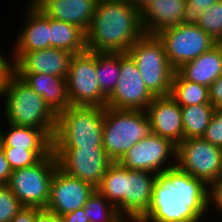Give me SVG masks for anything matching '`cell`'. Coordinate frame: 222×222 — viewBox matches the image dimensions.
<instances>
[{
	"instance_id": "16",
	"label": "cell",
	"mask_w": 222,
	"mask_h": 222,
	"mask_svg": "<svg viewBox=\"0 0 222 222\" xmlns=\"http://www.w3.org/2000/svg\"><path fill=\"white\" fill-rule=\"evenodd\" d=\"M157 174L125 167L124 219L138 221L148 210ZM127 218V219H126Z\"/></svg>"
},
{
	"instance_id": "24",
	"label": "cell",
	"mask_w": 222,
	"mask_h": 222,
	"mask_svg": "<svg viewBox=\"0 0 222 222\" xmlns=\"http://www.w3.org/2000/svg\"><path fill=\"white\" fill-rule=\"evenodd\" d=\"M50 47L80 54L86 49V33L78 26L50 18Z\"/></svg>"
},
{
	"instance_id": "38",
	"label": "cell",
	"mask_w": 222,
	"mask_h": 222,
	"mask_svg": "<svg viewBox=\"0 0 222 222\" xmlns=\"http://www.w3.org/2000/svg\"><path fill=\"white\" fill-rule=\"evenodd\" d=\"M42 211L35 207H23L11 222H35V217Z\"/></svg>"
},
{
	"instance_id": "41",
	"label": "cell",
	"mask_w": 222,
	"mask_h": 222,
	"mask_svg": "<svg viewBox=\"0 0 222 222\" xmlns=\"http://www.w3.org/2000/svg\"><path fill=\"white\" fill-rule=\"evenodd\" d=\"M35 222H63L61 216L42 210L36 217Z\"/></svg>"
},
{
	"instance_id": "35",
	"label": "cell",
	"mask_w": 222,
	"mask_h": 222,
	"mask_svg": "<svg viewBox=\"0 0 222 222\" xmlns=\"http://www.w3.org/2000/svg\"><path fill=\"white\" fill-rule=\"evenodd\" d=\"M0 50V96L6 88L10 77L14 74V60L6 58Z\"/></svg>"
},
{
	"instance_id": "12",
	"label": "cell",
	"mask_w": 222,
	"mask_h": 222,
	"mask_svg": "<svg viewBox=\"0 0 222 222\" xmlns=\"http://www.w3.org/2000/svg\"><path fill=\"white\" fill-rule=\"evenodd\" d=\"M58 167L97 188L113 162L104 148H52Z\"/></svg>"
},
{
	"instance_id": "39",
	"label": "cell",
	"mask_w": 222,
	"mask_h": 222,
	"mask_svg": "<svg viewBox=\"0 0 222 222\" xmlns=\"http://www.w3.org/2000/svg\"><path fill=\"white\" fill-rule=\"evenodd\" d=\"M12 169L5 157L4 149L0 145V185H8Z\"/></svg>"
},
{
	"instance_id": "10",
	"label": "cell",
	"mask_w": 222,
	"mask_h": 222,
	"mask_svg": "<svg viewBox=\"0 0 222 222\" xmlns=\"http://www.w3.org/2000/svg\"><path fill=\"white\" fill-rule=\"evenodd\" d=\"M68 97L73 106H97L105 108L107 98L97 81L96 52L74 54L66 77Z\"/></svg>"
},
{
	"instance_id": "2",
	"label": "cell",
	"mask_w": 222,
	"mask_h": 222,
	"mask_svg": "<svg viewBox=\"0 0 222 222\" xmlns=\"http://www.w3.org/2000/svg\"><path fill=\"white\" fill-rule=\"evenodd\" d=\"M143 35L140 10L126 0H98L86 32V49L91 52L127 53Z\"/></svg>"
},
{
	"instance_id": "37",
	"label": "cell",
	"mask_w": 222,
	"mask_h": 222,
	"mask_svg": "<svg viewBox=\"0 0 222 222\" xmlns=\"http://www.w3.org/2000/svg\"><path fill=\"white\" fill-rule=\"evenodd\" d=\"M210 101L216 110H222V75L209 87Z\"/></svg>"
},
{
	"instance_id": "19",
	"label": "cell",
	"mask_w": 222,
	"mask_h": 222,
	"mask_svg": "<svg viewBox=\"0 0 222 222\" xmlns=\"http://www.w3.org/2000/svg\"><path fill=\"white\" fill-rule=\"evenodd\" d=\"M97 3L98 0H38L35 5L51 19L74 24L86 33Z\"/></svg>"
},
{
	"instance_id": "17",
	"label": "cell",
	"mask_w": 222,
	"mask_h": 222,
	"mask_svg": "<svg viewBox=\"0 0 222 222\" xmlns=\"http://www.w3.org/2000/svg\"><path fill=\"white\" fill-rule=\"evenodd\" d=\"M146 113L151 133L170 140L176 146L183 140L181 106L170 95L155 97Z\"/></svg>"
},
{
	"instance_id": "27",
	"label": "cell",
	"mask_w": 222,
	"mask_h": 222,
	"mask_svg": "<svg viewBox=\"0 0 222 222\" xmlns=\"http://www.w3.org/2000/svg\"><path fill=\"white\" fill-rule=\"evenodd\" d=\"M97 81L108 99L115 91L120 77V53L96 52Z\"/></svg>"
},
{
	"instance_id": "4",
	"label": "cell",
	"mask_w": 222,
	"mask_h": 222,
	"mask_svg": "<svg viewBox=\"0 0 222 222\" xmlns=\"http://www.w3.org/2000/svg\"><path fill=\"white\" fill-rule=\"evenodd\" d=\"M6 123L30 126L37 129H55L57 115L46 104L43 97L13 74L1 94Z\"/></svg>"
},
{
	"instance_id": "23",
	"label": "cell",
	"mask_w": 222,
	"mask_h": 222,
	"mask_svg": "<svg viewBox=\"0 0 222 222\" xmlns=\"http://www.w3.org/2000/svg\"><path fill=\"white\" fill-rule=\"evenodd\" d=\"M184 79L210 87L222 75V44L176 70Z\"/></svg>"
},
{
	"instance_id": "32",
	"label": "cell",
	"mask_w": 222,
	"mask_h": 222,
	"mask_svg": "<svg viewBox=\"0 0 222 222\" xmlns=\"http://www.w3.org/2000/svg\"><path fill=\"white\" fill-rule=\"evenodd\" d=\"M23 208L7 185H0V222H11Z\"/></svg>"
},
{
	"instance_id": "5",
	"label": "cell",
	"mask_w": 222,
	"mask_h": 222,
	"mask_svg": "<svg viewBox=\"0 0 222 222\" xmlns=\"http://www.w3.org/2000/svg\"><path fill=\"white\" fill-rule=\"evenodd\" d=\"M150 133V119L146 111L104 108L103 148L113 162H118Z\"/></svg>"
},
{
	"instance_id": "6",
	"label": "cell",
	"mask_w": 222,
	"mask_h": 222,
	"mask_svg": "<svg viewBox=\"0 0 222 222\" xmlns=\"http://www.w3.org/2000/svg\"><path fill=\"white\" fill-rule=\"evenodd\" d=\"M127 53L135 61L148 90L155 97L169 96L175 70L158 37L144 34L132 44Z\"/></svg>"
},
{
	"instance_id": "34",
	"label": "cell",
	"mask_w": 222,
	"mask_h": 222,
	"mask_svg": "<svg viewBox=\"0 0 222 222\" xmlns=\"http://www.w3.org/2000/svg\"><path fill=\"white\" fill-rule=\"evenodd\" d=\"M202 138L222 149V110L214 111Z\"/></svg>"
},
{
	"instance_id": "20",
	"label": "cell",
	"mask_w": 222,
	"mask_h": 222,
	"mask_svg": "<svg viewBox=\"0 0 222 222\" xmlns=\"http://www.w3.org/2000/svg\"><path fill=\"white\" fill-rule=\"evenodd\" d=\"M187 0H150L141 10L144 34L156 35L160 31L181 24Z\"/></svg>"
},
{
	"instance_id": "26",
	"label": "cell",
	"mask_w": 222,
	"mask_h": 222,
	"mask_svg": "<svg viewBox=\"0 0 222 222\" xmlns=\"http://www.w3.org/2000/svg\"><path fill=\"white\" fill-rule=\"evenodd\" d=\"M170 96L181 106L211 103L209 87L184 79L174 72Z\"/></svg>"
},
{
	"instance_id": "15",
	"label": "cell",
	"mask_w": 222,
	"mask_h": 222,
	"mask_svg": "<svg viewBox=\"0 0 222 222\" xmlns=\"http://www.w3.org/2000/svg\"><path fill=\"white\" fill-rule=\"evenodd\" d=\"M74 54L59 48H46L25 53H11L14 73H43L66 78Z\"/></svg>"
},
{
	"instance_id": "18",
	"label": "cell",
	"mask_w": 222,
	"mask_h": 222,
	"mask_svg": "<svg viewBox=\"0 0 222 222\" xmlns=\"http://www.w3.org/2000/svg\"><path fill=\"white\" fill-rule=\"evenodd\" d=\"M22 29L11 53H25L50 48V17L34 3L26 6Z\"/></svg>"
},
{
	"instance_id": "9",
	"label": "cell",
	"mask_w": 222,
	"mask_h": 222,
	"mask_svg": "<svg viewBox=\"0 0 222 222\" xmlns=\"http://www.w3.org/2000/svg\"><path fill=\"white\" fill-rule=\"evenodd\" d=\"M156 36L163 43L168 61L175 71L218 44L198 25L178 24Z\"/></svg>"
},
{
	"instance_id": "43",
	"label": "cell",
	"mask_w": 222,
	"mask_h": 222,
	"mask_svg": "<svg viewBox=\"0 0 222 222\" xmlns=\"http://www.w3.org/2000/svg\"><path fill=\"white\" fill-rule=\"evenodd\" d=\"M38 0H29V3H36Z\"/></svg>"
},
{
	"instance_id": "28",
	"label": "cell",
	"mask_w": 222,
	"mask_h": 222,
	"mask_svg": "<svg viewBox=\"0 0 222 222\" xmlns=\"http://www.w3.org/2000/svg\"><path fill=\"white\" fill-rule=\"evenodd\" d=\"M215 110L212 103L181 107L183 140L202 137Z\"/></svg>"
},
{
	"instance_id": "7",
	"label": "cell",
	"mask_w": 222,
	"mask_h": 222,
	"mask_svg": "<svg viewBox=\"0 0 222 222\" xmlns=\"http://www.w3.org/2000/svg\"><path fill=\"white\" fill-rule=\"evenodd\" d=\"M57 167V158L52 151L34 165L12 171L7 186L23 207L45 210Z\"/></svg>"
},
{
	"instance_id": "14",
	"label": "cell",
	"mask_w": 222,
	"mask_h": 222,
	"mask_svg": "<svg viewBox=\"0 0 222 222\" xmlns=\"http://www.w3.org/2000/svg\"><path fill=\"white\" fill-rule=\"evenodd\" d=\"M91 184L68 175L57 167L50 186V196L45 210L63 216L83 208L93 193Z\"/></svg>"
},
{
	"instance_id": "40",
	"label": "cell",
	"mask_w": 222,
	"mask_h": 222,
	"mask_svg": "<svg viewBox=\"0 0 222 222\" xmlns=\"http://www.w3.org/2000/svg\"><path fill=\"white\" fill-rule=\"evenodd\" d=\"M61 217L63 222H89V219L85 215L84 207L67 213Z\"/></svg>"
},
{
	"instance_id": "31",
	"label": "cell",
	"mask_w": 222,
	"mask_h": 222,
	"mask_svg": "<svg viewBox=\"0 0 222 222\" xmlns=\"http://www.w3.org/2000/svg\"><path fill=\"white\" fill-rule=\"evenodd\" d=\"M12 171L32 166L52 151H27L23 149L3 148Z\"/></svg>"
},
{
	"instance_id": "42",
	"label": "cell",
	"mask_w": 222,
	"mask_h": 222,
	"mask_svg": "<svg viewBox=\"0 0 222 222\" xmlns=\"http://www.w3.org/2000/svg\"><path fill=\"white\" fill-rule=\"evenodd\" d=\"M138 10H141L150 0H126Z\"/></svg>"
},
{
	"instance_id": "29",
	"label": "cell",
	"mask_w": 222,
	"mask_h": 222,
	"mask_svg": "<svg viewBox=\"0 0 222 222\" xmlns=\"http://www.w3.org/2000/svg\"><path fill=\"white\" fill-rule=\"evenodd\" d=\"M84 212L89 222H126L117 207L110 203L97 189L88 197Z\"/></svg>"
},
{
	"instance_id": "30",
	"label": "cell",
	"mask_w": 222,
	"mask_h": 222,
	"mask_svg": "<svg viewBox=\"0 0 222 222\" xmlns=\"http://www.w3.org/2000/svg\"><path fill=\"white\" fill-rule=\"evenodd\" d=\"M218 44L222 43V0L205 8L197 24Z\"/></svg>"
},
{
	"instance_id": "13",
	"label": "cell",
	"mask_w": 222,
	"mask_h": 222,
	"mask_svg": "<svg viewBox=\"0 0 222 222\" xmlns=\"http://www.w3.org/2000/svg\"><path fill=\"white\" fill-rule=\"evenodd\" d=\"M155 96L146 87L137 65L128 53H120V77L107 107L117 110H143Z\"/></svg>"
},
{
	"instance_id": "22",
	"label": "cell",
	"mask_w": 222,
	"mask_h": 222,
	"mask_svg": "<svg viewBox=\"0 0 222 222\" xmlns=\"http://www.w3.org/2000/svg\"><path fill=\"white\" fill-rule=\"evenodd\" d=\"M7 130L1 127V145L3 148L23 149L27 151H53L52 138L55 129H37L30 126L7 124Z\"/></svg>"
},
{
	"instance_id": "44",
	"label": "cell",
	"mask_w": 222,
	"mask_h": 222,
	"mask_svg": "<svg viewBox=\"0 0 222 222\" xmlns=\"http://www.w3.org/2000/svg\"><path fill=\"white\" fill-rule=\"evenodd\" d=\"M0 145H1V128H0Z\"/></svg>"
},
{
	"instance_id": "1",
	"label": "cell",
	"mask_w": 222,
	"mask_h": 222,
	"mask_svg": "<svg viewBox=\"0 0 222 222\" xmlns=\"http://www.w3.org/2000/svg\"><path fill=\"white\" fill-rule=\"evenodd\" d=\"M209 207V186L174 167L157 174L147 212L132 222H202Z\"/></svg>"
},
{
	"instance_id": "3",
	"label": "cell",
	"mask_w": 222,
	"mask_h": 222,
	"mask_svg": "<svg viewBox=\"0 0 222 222\" xmlns=\"http://www.w3.org/2000/svg\"><path fill=\"white\" fill-rule=\"evenodd\" d=\"M104 108L73 106L56 117L52 148H103Z\"/></svg>"
},
{
	"instance_id": "33",
	"label": "cell",
	"mask_w": 222,
	"mask_h": 222,
	"mask_svg": "<svg viewBox=\"0 0 222 222\" xmlns=\"http://www.w3.org/2000/svg\"><path fill=\"white\" fill-rule=\"evenodd\" d=\"M217 1L219 0H187L181 24L197 25L202 11Z\"/></svg>"
},
{
	"instance_id": "25",
	"label": "cell",
	"mask_w": 222,
	"mask_h": 222,
	"mask_svg": "<svg viewBox=\"0 0 222 222\" xmlns=\"http://www.w3.org/2000/svg\"><path fill=\"white\" fill-rule=\"evenodd\" d=\"M125 167L112 162L106 170L102 182L96 188L110 203L117 207L124 218Z\"/></svg>"
},
{
	"instance_id": "36",
	"label": "cell",
	"mask_w": 222,
	"mask_h": 222,
	"mask_svg": "<svg viewBox=\"0 0 222 222\" xmlns=\"http://www.w3.org/2000/svg\"><path fill=\"white\" fill-rule=\"evenodd\" d=\"M210 204L214 207H212V209H214L215 212L218 213L221 211L222 213V177L209 187V205Z\"/></svg>"
},
{
	"instance_id": "11",
	"label": "cell",
	"mask_w": 222,
	"mask_h": 222,
	"mask_svg": "<svg viewBox=\"0 0 222 222\" xmlns=\"http://www.w3.org/2000/svg\"><path fill=\"white\" fill-rule=\"evenodd\" d=\"M118 162L129 170L163 173L176 167V145L150 133L132 146Z\"/></svg>"
},
{
	"instance_id": "21",
	"label": "cell",
	"mask_w": 222,
	"mask_h": 222,
	"mask_svg": "<svg viewBox=\"0 0 222 222\" xmlns=\"http://www.w3.org/2000/svg\"><path fill=\"white\" fill-rule=\"evenodd\" d=\"M41 95L50 109L57 115L71 106L66 78L43 73H14Z\"/></svg>"
},
{
	"instance_id": "8",
	"label": "cell",
	"mask_w": 222,
	"mask_h": 222,
	"mask_svg": "<svg viewBox=\"0 0 222 222\" xmlns=\"http://www.w3.org/2000/svg\"><path fill=\"white\" fill-rule=\"evenodd\" d=\"M176 167L210 187L222 177V149L202 137L182 140L176 146Z\"/></svg>"
}]
</instances>
